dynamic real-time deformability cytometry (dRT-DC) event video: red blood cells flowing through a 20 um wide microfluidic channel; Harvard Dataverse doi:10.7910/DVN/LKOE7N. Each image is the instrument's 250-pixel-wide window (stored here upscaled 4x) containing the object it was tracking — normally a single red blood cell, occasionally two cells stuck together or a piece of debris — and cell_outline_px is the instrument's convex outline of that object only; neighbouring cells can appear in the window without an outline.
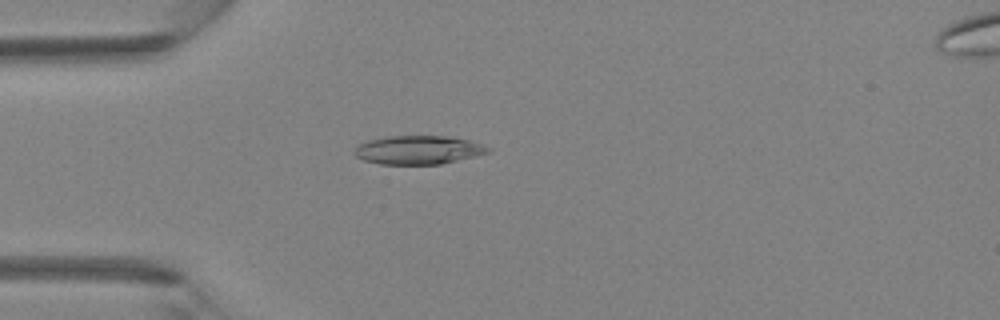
{"species": "Egyptian fruit bat (a non-hibernating species)", "species_latin": "Rousettus aegyptiacus", "temperature_condition": "room temperature", "stored_images_in_passage": 44, "camera_frame_rate_fps": 3000, "um_per_image_px": 0.085, "animal": {"sex": "female"}, "frame": {"image": 1, "passage_image": 12, "time_ms": 3.667, "image_size_px": [1000, 320], "cell_outline_px": [[492, 152], [476, 156], [440, 164], [380, 164], [364, 160], [356, 156], [352, 152], [360, 144], [368, 140], [388, 136], [448, 136], [468, 140], [492, 148]], "centroid_in_image_um": [35.58, 12.74], "position_along_channel_um": 49.4, "area_um2": 22.25}}
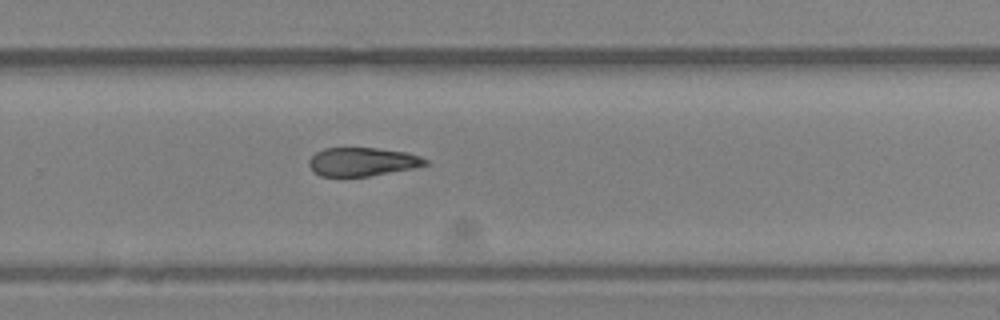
{"frame": {"image": 2, "passage_image": 29, "time_ms": 9.333, "image_size_px": [1000, 320], "cell_outline_px": [[428, 164], [416, 168], [368, 176], [320, 176], [312, 172], [308, 164], [308, 160], [316, 152], [324, 148], [376, 148], [408, 152], [420, 156], [428, 160]], "centroid_in_image_um": [30.8, 13.75], "position_along_channel_um": 299.0, "area_um2": 19.54}}
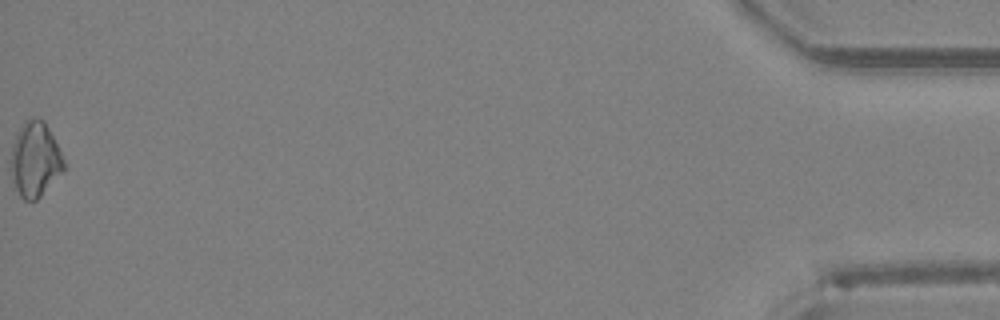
{"frame": {"image": 3, "passage_image": 44, "time_ms": 14.333, "image_size_px": [1000, 320], "cell_outline_px": [[64, 172], [36, 200], [24, 200], [20, 196], [12, 180], [12, 144], [20, 128], [32, 116], [36, 116], [44, 120], [64, 160]], "centroid_in_image_um": [3.0, 13.56], "position_along_channel_um": 432.2, "area_um2": 22.72}}